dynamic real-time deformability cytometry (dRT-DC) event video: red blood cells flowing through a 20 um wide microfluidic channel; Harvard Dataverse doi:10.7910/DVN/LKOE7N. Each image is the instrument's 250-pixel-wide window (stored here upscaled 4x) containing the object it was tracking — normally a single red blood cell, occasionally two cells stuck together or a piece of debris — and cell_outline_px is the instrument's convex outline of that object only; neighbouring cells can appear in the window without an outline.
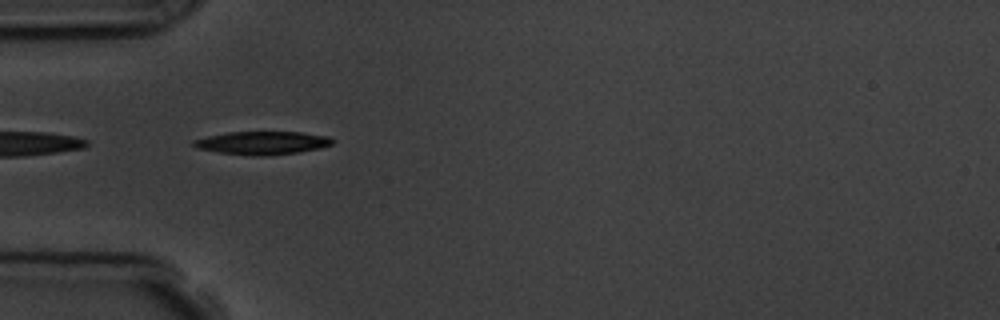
{"species": "common noctule bat (a hibernating species)", "species_latin": "Nyctalus noctula", "temperature_condition": "room temperature", "stored_images_in_passage": 2, "camera_frame_rate_fps": 3000, "um_per_image_px": 0.085, "animal": {"sex": "male", "body_mass_g": 19.5, "forearm_length_mm": 54.6}, "frame": {"image": 1, "passage_image": 1, "time_ms": 0.0, "image_size_px": [1000, 320], "cell_outline_px": [[336, 140], [332, 144], [320, 148], [300, 152], [264, 156], [252, 156], [220, 152], [196, 148], [192, 144], [192, 140], [208, 136], [228, 132], [300, 132], [328, 136]], "centroid_in_image_um": [22.32, 12.15], "position_along_channel_um": 62.7, "area_um2": 18.79}}
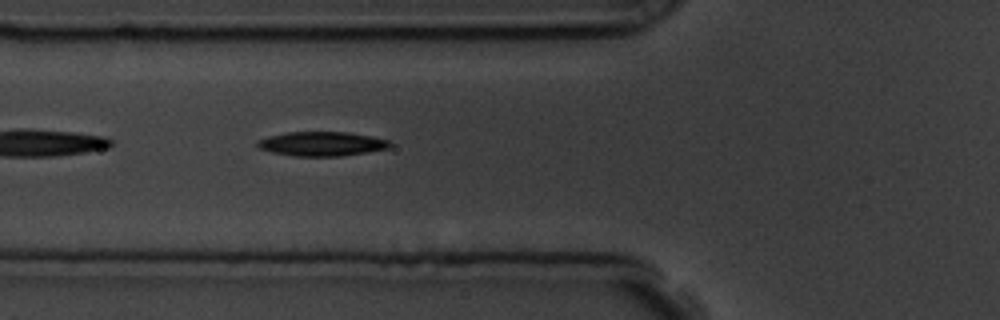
{"frame": {"image": 2, "passage_image": 2, "time_ms": 1.0, "image_size_px": [1000, 320], "cell_outline_px": [[392, 144], [388, 148], [368, 152], [340, 156], [296, 156], [272, 152], [260, 148], [256, 144], [256, 140], [268, 136], [288, 132], [348, 132], [372, 136], [388, 140]], "centroid_in_image_um": [27.35, 12.22], "position_along_channel_um": 98.4, "area_um2": 18.73}}